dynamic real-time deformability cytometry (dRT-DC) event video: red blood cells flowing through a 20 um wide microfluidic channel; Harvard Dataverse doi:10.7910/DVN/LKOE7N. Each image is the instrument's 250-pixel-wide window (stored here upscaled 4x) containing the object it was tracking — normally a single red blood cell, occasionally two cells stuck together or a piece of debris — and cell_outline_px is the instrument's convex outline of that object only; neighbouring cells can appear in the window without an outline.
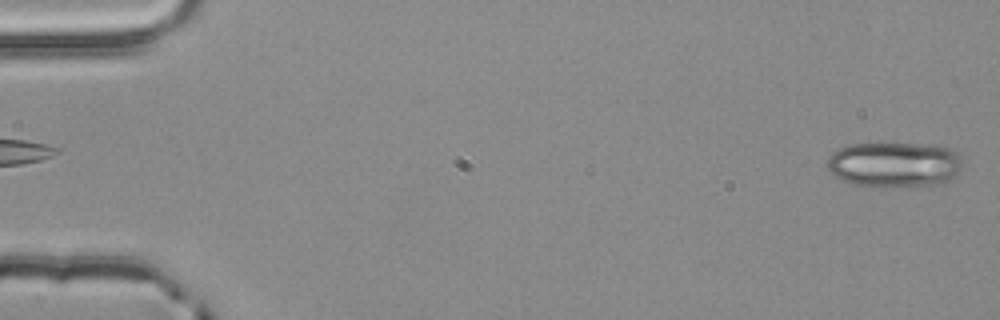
{"species": "common noctule bat (a hibernating species)", "species_latin": "Nyctalus noctula", "temperature_condition": "room temperature", "stored_images_in_passage": 3, "camera_frame_rate_fps": 3000, "um_per_image_px": 0.085, "animal": {"sex": "male", "body_mass_g": 20.4}, "frame": {"image": 1, "passage_image": 1, "time_ms": 0.0, "image_size_px": [1000, 320], "cell_outline_px": [[964, 160], [960, 172], [944, 184], [884, 188], [868, 188], [840, 180], [832, 176], [828, 172], [828, 160], [832, 152], [840, 148], [852, 144], [920, 144], [948, 148], [956, 152]], "centroid_in_image_um": [76.02, 14.03], "position_along_channel_um": 9.0, "area_um2": 36.47}}